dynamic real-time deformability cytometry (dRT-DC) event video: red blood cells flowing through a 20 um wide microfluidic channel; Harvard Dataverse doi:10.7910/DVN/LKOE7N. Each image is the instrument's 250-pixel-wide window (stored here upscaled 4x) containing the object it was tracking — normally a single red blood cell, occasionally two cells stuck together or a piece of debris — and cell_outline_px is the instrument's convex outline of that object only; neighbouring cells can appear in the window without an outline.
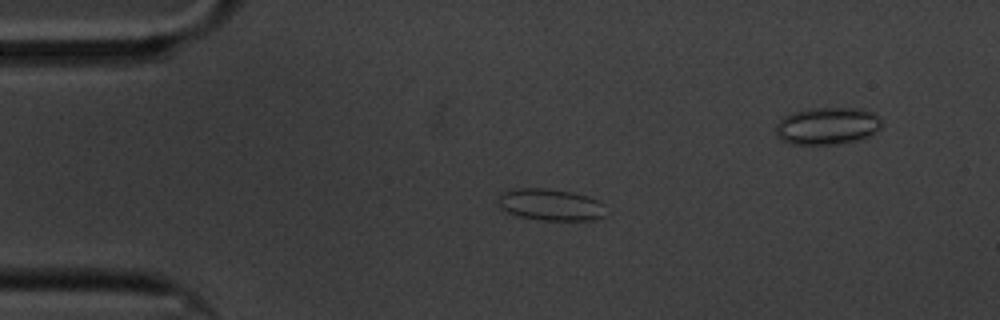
{"species": "common noctule bat (a hibernating species)", "species_latin": "Nyctalus noctula", "temperature_condition": "cold", "stored_images_in_passage": 49, "camera_frame_rate_fps": 3000, "um_per_image_px": 0.085, "animal": {"sex": "male", "body_mass_g": 20.1, "forearm_length_mm": 53.5}, "frame": {"image": 1, "passage_image": 12, "time_ms": 3.667, "image_size_px": [1000, 320], "cell_outline_px": [[604, 216], [596, 220], [540, 220], [520, 216], [508, 212], [500, 208], [500, 196], [504, 192], [520, 188], [548, 188], [572, 192], [588, 196], [600, 200], [604, 204]], "centroid_in_image_um": [46.86, 17.4], "position_along_channel_um": 38.1, "area_um2": 19.83}}
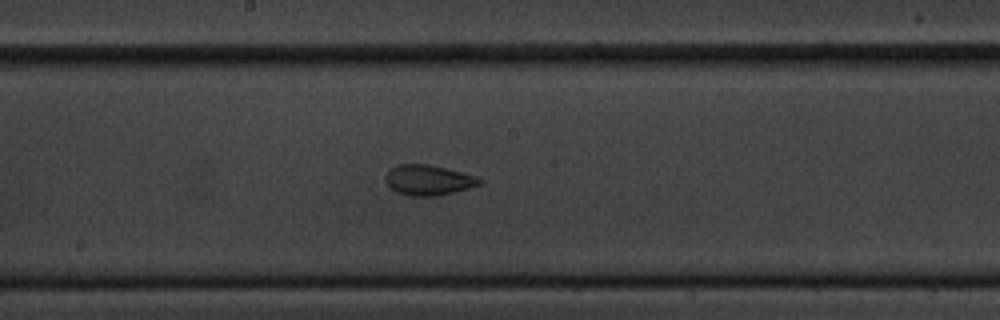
{"frame": {"image": 2, "passage_image": 30, "time_ms": 9.667, "image_size_px": [1000, 320], "cell_outline_px": [[484, 180], [480, 184], [468, 188], [436, 196], [408, 196], [396, 192], [384, 180], [384, 176], [388, 168], [396, 164], [428, 164], [476, 176]], "centroid_in_image_um": [36.35, 15.3], "position_along_channel_um": 211.9, "area_um2": 16.65}}
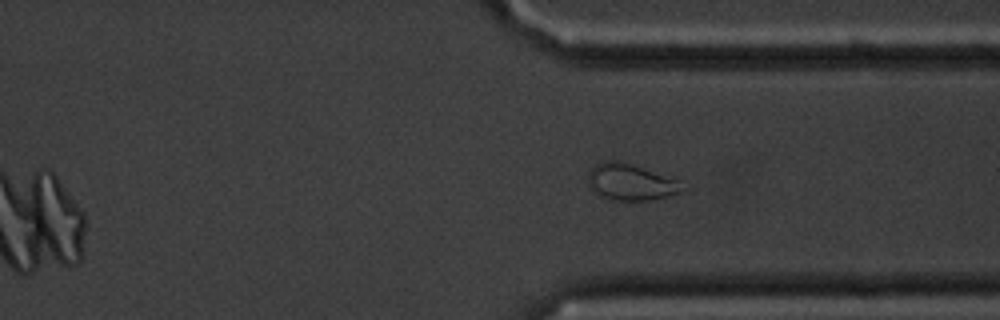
{"frame": {"image": 3, "passage_image": 43, "time_ms": 14.0, "image_size_px": [1000, 320], "cell_outline_px": [[688, 188], [684, 192], [652, 200], [612, 200], [600, 196], [592, 188], [588, 180], [588, 172], [596, 164], [604, 160], [616, 160], [676, 180]], "centroid_in_image_um": [53.61, 15.51], "position_along_channel_um": 357.8, "area_um2": 19.59}, "authors_computed_cell_mechanics": {"area_um2": 17.2244, "velocity_mm_per_s": 3.3718, "shape_relaxation_time_tau1_ms": null, "shape_relaxation_time_tau2_ms": 1.5918, "deformation_change_tau1": null, "deformation_change_tau2": 0.0534}}